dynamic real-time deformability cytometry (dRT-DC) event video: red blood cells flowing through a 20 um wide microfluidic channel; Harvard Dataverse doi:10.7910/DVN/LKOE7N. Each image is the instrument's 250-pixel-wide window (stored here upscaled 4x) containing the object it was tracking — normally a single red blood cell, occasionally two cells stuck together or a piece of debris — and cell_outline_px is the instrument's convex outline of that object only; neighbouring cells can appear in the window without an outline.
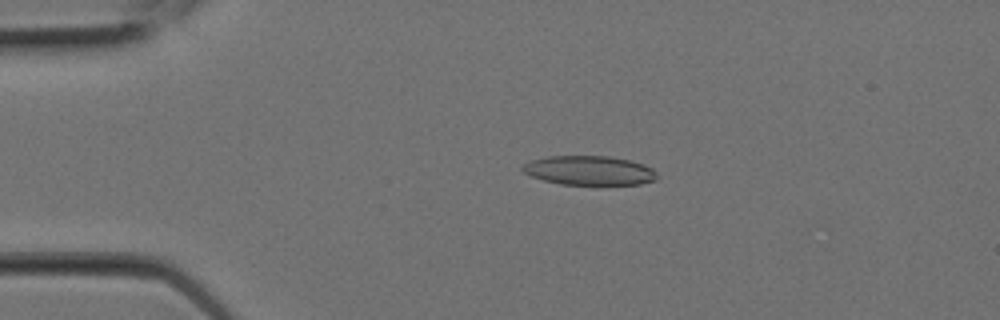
{"species": "Egyptian fruit bat (a non-hibernating species)", "species_latin": "Rousettus aegyptiacus", "temperature_condition": "room temperature", "stored_images_in_passage": 7, "camera_frame_rate_fps": 3000, "um_per_image_px": 0.085, "animal": {"sex": "female"}, "frame": {"image": 1, "passage_image": 1, "time_ms": 0.0, "image_size_px": [1000, 320], "cell_outline_px": [[656, 180], [640, 184], [560, 184], [544, 180], [532, 176], [524, 172], [520, 168], [528, 160], [548, 156], [608, 156], [628, 160], [644, 164], [652, 168], [656, 172]], "centroid_in_image_um": [50.06, 14.48], "position_along_channel_um": 34.9, "area_um2": 22.83}}
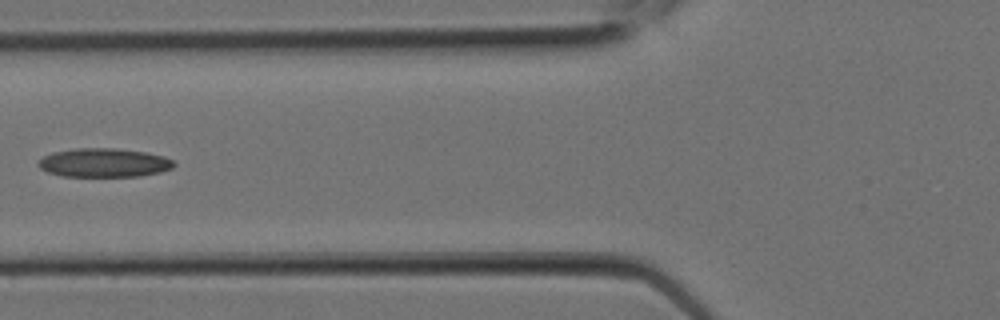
{"frame": {"image": 2, "passage_image": 5, "time_ms": 1.333, "image_size_px": [1000, 320], "cell_outline_px": [[176, 164], [172, 168], [160, 172], [140, 176], [64, 176], [48, 172], [40, 168], [36, 164], [44, 156], [52, 152], [76, 148], [116, 148], [148, 152], [164, 156], [172, 160]], "centroid_in_image_um": [8.85, 13.82], "position_along_channel_um": 116.9, "area_um2": 22.83}}
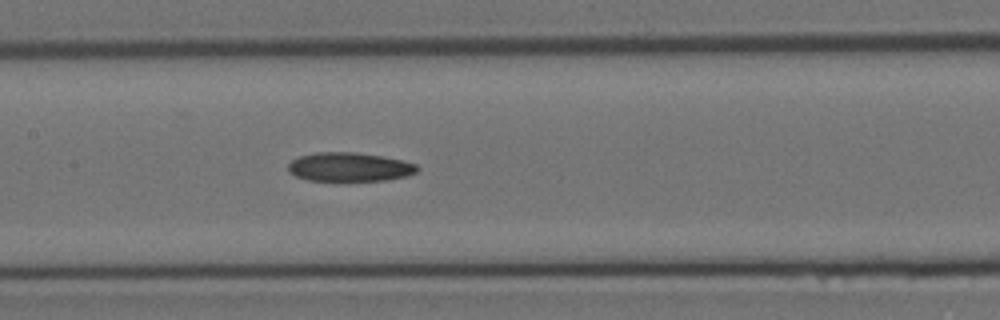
{"frame": {"image": 3, "passage_image": 7, "time_ms": 2.0, "image_size_px": [1000, 320], "cell_outline_px": [[420, 168], [416, 172], [408, 176], [388, 180], [308, 180], [296, 176], [288, 172], [288, 164], [292, 160], [300, 156], [316, 152], [356, 152], [384, 156], [416, 164]], "centroid_in_image_um": [29.72, 14.18], "position_along_channel_um": 177.7, "area_um2": 21.73}}